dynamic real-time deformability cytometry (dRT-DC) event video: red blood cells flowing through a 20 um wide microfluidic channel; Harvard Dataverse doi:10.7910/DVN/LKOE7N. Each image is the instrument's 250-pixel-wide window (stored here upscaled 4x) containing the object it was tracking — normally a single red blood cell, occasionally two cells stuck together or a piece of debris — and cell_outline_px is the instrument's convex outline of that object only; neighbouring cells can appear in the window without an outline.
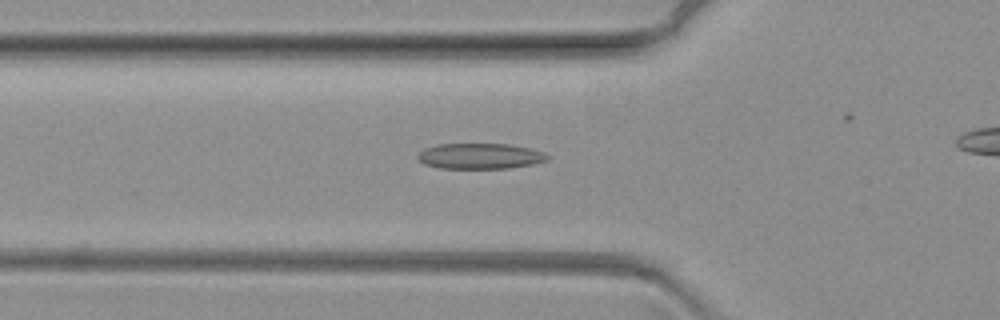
{"species": "common noctule bat (a hibernating species)", "species_latin": "Nyctalus noctula", "temperature_condition": "warm", "stored_images_in_passage": 53, "camera_frame_rate_fps": 3000, "um_per_image_px": 0.085, "animal": {"sex": "female", "body_mass_g": 19.3, "forearm_length_mm": 54.1}, "frame": {"image": 1, "passage_image": 24, "time_ms": 7.667, "image_size_px": [1000, 320], "cell_outline_px": [[548, 160], [532, 164], [508, 168], [440, 168], [424, 164], [416, 156], [424, 148], [436, 144], [508, 144], [528, 148], [544, 152], [548, 156]], "centroid_in_image_um": [40.78, 13.26], "position_along_channel_um": 85.0, "area_um2": 19.25}}
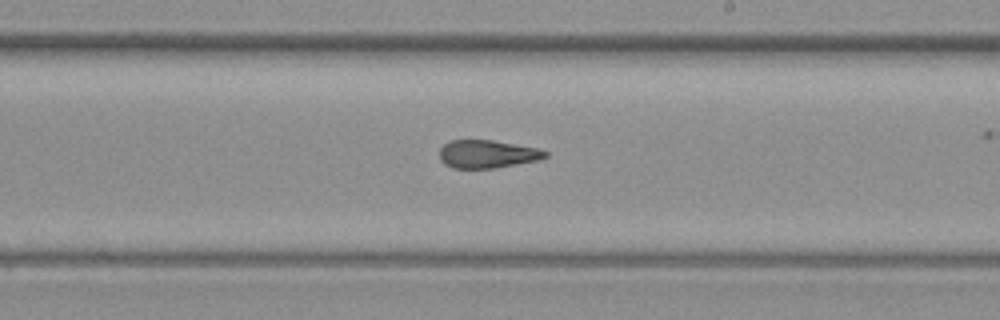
{"frame": {"image": 2, "passage_image": 40, "time_ms": 13.0, "image_size_px": [1000, 320], "cell_outline_px": [[548, 156], [540, 160], [496, 168], [452, 168], [444, 164], [440, 160], [440, 148], [448, 140], [492, 140], [536, 148], [548, 152]], "centroid_in_image_um": [41.41, 13.1], "position_along_channel_um": 247.6, "area_um2": 17.34}}
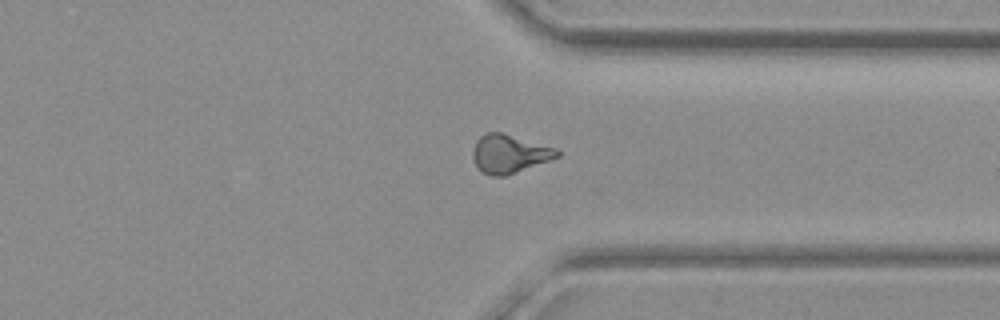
{"frame": {"image": 3, "passage_image": 52, "time_ms": 17.0, "image_size_px": [1000, 320], "cell_outline_px": [[560, 156], [504, 176], [492, 176], [480, 172], [472, 156], [472, 148], [476, 140], [480, 136], [488, 132], [500, 132], [556, 148], [560, 152]], "centroid_in_image_um": [43.25, 13.07], "position_along_channel_um": 368.2, "area_um2": 18.67}}